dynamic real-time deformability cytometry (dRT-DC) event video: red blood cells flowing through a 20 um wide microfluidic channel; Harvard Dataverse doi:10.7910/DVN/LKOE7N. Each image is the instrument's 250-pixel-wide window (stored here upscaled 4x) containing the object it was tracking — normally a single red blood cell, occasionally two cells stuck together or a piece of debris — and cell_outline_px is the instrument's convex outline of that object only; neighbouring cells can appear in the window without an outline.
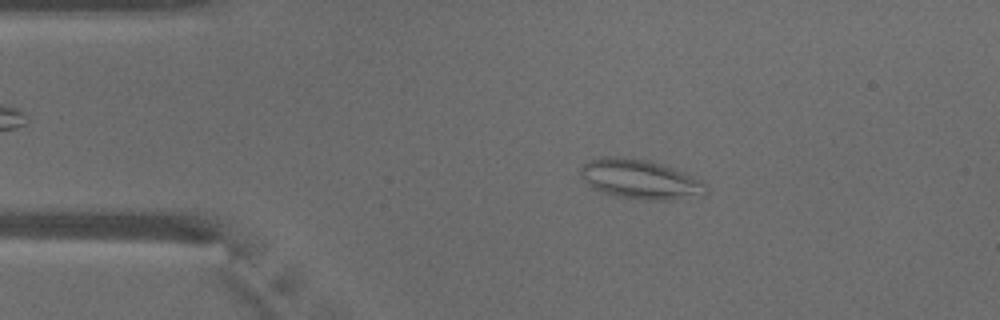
{"species": "common noctule bat (a hibernating species)", "species_latin": "Nyctalus noctula", "temperature_condition": "warm", "stored_images_in_passage": 48, "camera_frame_rate_fps": 3000, "um_per_image_px": 0.085, "animal": {"sex": "male", "body_mass_g": 18.8}, "frame": {"image": 1, "passage_image": 8, "time_ms": 2.333, "image_size_px": [1000, 320], "cell_outline_px": [[708, 192], [704, 196], [668, 200], [644, 200], [616, 196], [592, 188], [584, 180], [580, 172], [580, 168], [584, 164], [600, 156], [620, 156], [644, 160], [672, 168], [684, 172], [700, 180], [708, 188]], "centroid_in_image_um": [54.43, 15.25], "position_along_channel_um": 30.6, "area_um2": 28.73}}
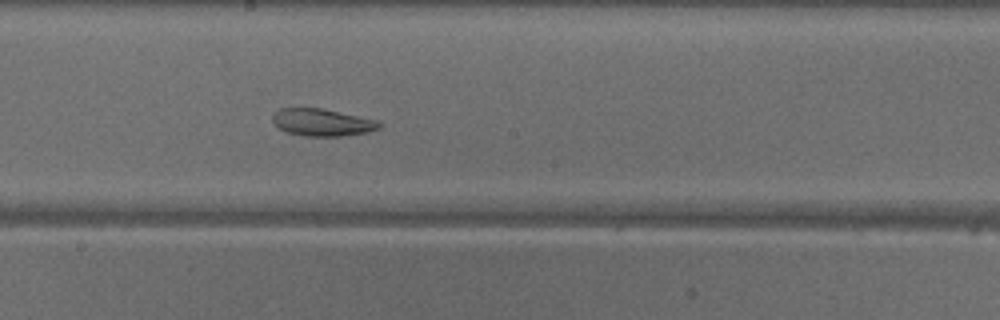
{"frame": {"image": 2, "passage_image": 25, "time_ms": 8.0, "image_size_px": [1000, 320], "cell_outline_px": [[380, 128], [368, 132], [340, 136], [304, 136], [288, 132], [280, 128], [272, 120], [272, 112], [280, 108], [324, 108], [380, 120]], "centroid_in_image_um": [27.41, 10.38], "position_along_channel_um": 220.8, "area_um2": 17.11}}
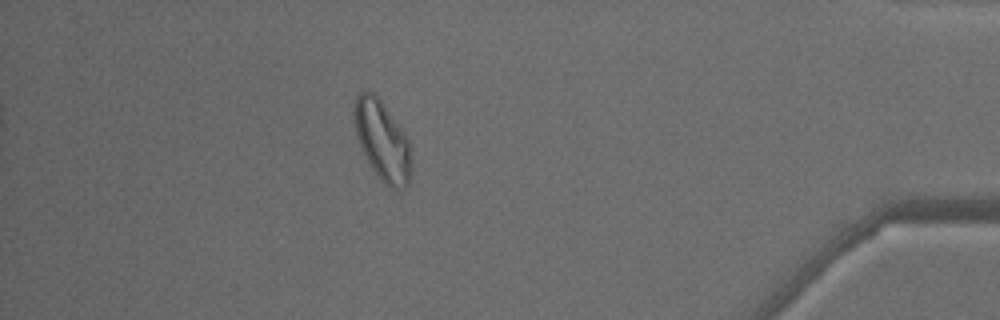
{"frame": {"image": 3, "passage_image": 42, "time_ms": 13.667, "image_size_px": [1000, 320], "cell_outline_px": [[412, 176], [408, 184], [404, 188], [392, 188], [384, 184], [372, 168], [356, 136], [352, 116], [356, 96], [360, 92], [368, 88], [380, 100], [404, 132], [412, 148]], "centroid_in_image_um": [32.51, 11.96], "position_along_channel_um": 402.7, "area_um2": 26.76}, "authors_computed_cell_mechanics": {"area_um2": 24.7384, "velocity_mm_per_s": 4.0807, "shape_relaxation_time_tau1_ms": null, "shape_relaxation_time_tau2_ms": 3.7431, "deformation_change_tau1": null, "deformation_change_tau2": 0.1151}}